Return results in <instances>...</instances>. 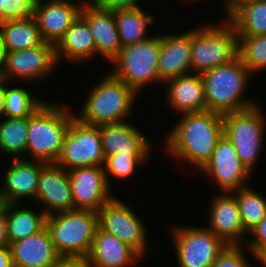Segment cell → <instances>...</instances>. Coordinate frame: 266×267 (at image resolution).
<instances>
[{
	"instance_id": "cell-47",
	"label": "cell",
	"mask_w": 266,
	"mask_h": 267,
	"mask_svg": "<svg viewBox=\"0 0 266 267\" xmlns=\"http://www.w3.org/2000/svg\"><path fill=\"white\" fill-rule=\"evenodd\" d=\"M3 81V76L2 74L0 73V83Z\"/></svg>"
},
{
	"instance_id": "cell-40",
	"label": "cell",
	"mask_w": 266,
	"mask_h": 267,
	"mask_svg": "<svg viewBox=\"0 0 266 267\" xmlns=\"http://www.w3.org/2000/svg\"><path fill=\"white\" fill-rule=\"evenodd\" d=\"M1 247H9L6 222V204H4L3 209L0 211V248Z\"/></svg>"
},
{
	"instance_id": "cell-9",
	"label": "cell",
	"mask_w": 266,
	"mask_h": 267,
	"mask_svg": "<svg viewBox=\"0 0 266 267\" xmlns=\"http://www.w3.org/2000/svg\"><path fill=\"white\" fill-rule=\"evenodd\" d=\"M171 232L180 267H211L228 246L205 227L175 226Z\"/></svg>"
},
{
	"instance_id": "cell-18",
	"label": "cell",
	"mask_w": 266,
	"mask_h": 267,
	"mask_svg": "<svg viewBox=\"0 0 266 267\" xmlns=\"http://www.w3.org/2000/svg\"><path fill=\"white\" fill-rule=\"evenodd\" d=\"M210 205L207 228L227 245H241V238L248 232L243 227L236 198L231 193L219 194Z\"/></svg>"
},
{
	"instance_id": "cell-43",
	"label": "cell",
	"mask_w": 266,
	"mask_h": 267,
	"mask_svg": "<svg viewBox=\"0 0 266 267\" xmlns=\"http://www.w3.org/2000/svg\"><path fill=\"white\" fill-rule=\"evenodd\" d=\"M5 83H7L6 80H3L0 83V116H3V105H4V98H5V91H6V86Z\"/></svg>"
},
{
	"instance_id": "cell-36",
	"label": "cell",
	"mask_w": 266,
	"mask_h": 267,
	"mask_svg": "<svg viewBox=\"0 0 266 267\" xmlns=\"http://www.w3.org/2000/svg\"><path fill=\"white\" fill-rule=\"evenodd\" d=\"M240 245H228L211 267H251Z\"/></svg>"
},
{
	"instance_id": "cell-38",
	"label": "cell",
	"mask_w": 266,
	"mask_h": 267,
	"mask_svg": "<svg viewBox=\"0 0 266 267\" xmlns=\"http://www.w3.org/2000/svg\"><path fill=\"white\" fill-rule=\"evenodd\" d=\"M140 0H89L95 8L103 11H119L139 6Z\"/></svg>"
},
{
	"instance_id": "cell-21",
	"label": "cell",
	"mask_w": 266,
	"mask_h": 267,
	"mask_svg": "<svg viewBox=\"0 0 266 267\" xmlns=\"http://www.w3.org/2000/svg\"><path fill=\"white\" fill-rule=\"evenodd\" d=\"M105 158L113 155H150V141L130 122L99 126Z\"/></svg>"
},
{
	"instance_id": "cell-19",
	"label": "cell",
	"mask_w": 266,
	"mask_h": 267,
	"mask_svg": "<svg viewBox=\"0 0 266 267\" xmlns=\"http://www.w3.org/2000/svg\"><path fill=\"white\" fill-rule=\"evenodd\" d=\"M14 267H53L62 257L57 253L46 226L9 244Z\"/></svg>"
},
{
	"instance_id": "cell-6",
	"label": "cell",
	"mask_w": 266,
	"mask_h": 267,
	"mask_svg": "<svg viewBox=\"0 0 266 267\" xmlns=\"http://www.w3.org/2000/svg\"><path fill=\"white\" fill-rule=\"evenodd\" d=\"M225 21L191 30V73L201 74L238 56V36L234 26Z\"/></svg>"
},
{
	"instance_id": "cell-30",
	"label": "cell",
	"mask_w": 266,
	"mask_h": 267,
	"mask_svg": "<svg viewBox=\"0 0 266 267\" xmlns=\"http://www.w3.org/2000/svg\"><path fill=\"white\" fill-rule=\"evenodd\" d=\"M27 138L28 117H7L0 123V153L5 152L13 158H22V154H26Z\"/></svg>"
},
{
	"instance_id": "cell-15",
	"label": "cell",
	"mask_w": 266,
	"mask_h": 267,
	"mask_svg": "<svg viewBox=\"0 0 266 267\" xmlns=\"http://www.w3.org/2000/svg\"><path fill=\"white\" fill-rule=\"evenodd\" d=\"M44 205L47 216L75 210L68 171L56 163H48L38 181L35 202Z\"/></svg>"
},
{
	"instance_id": "cell-33",
	"label": "cell",
	"mask_w": 266,
	"mask_h": 267,
	"mask_svg": "<svg viewBox=\"0 0 266 267\" xmlns=\"http://www.w3.org/2000/svg\"><path fill=\"white\" fill-rule=\"evenodd\" d=\"M238 56L251 73L266 69V35L238 36Z\"/></svg>"
},
{
	"instance_id": "cell-27",
	"label": "cell",
	"mask_w": 266,
	"mask_h": 267,
	"mask_svg": "<svg viewBox=\"0 0 266 267\" xmlns=\"http://www.w3.org/2000/svg\"><path fill=\"white\" fill-rule=\"evenodd\" d=\"M17 205L18 203L6 204L9 244L22 240L46 226L47 214L43 210L37 214V212L29 208H17Z\"/></svg>"
},
{
	"instance_id": "cell-31",
	"label": "cell",
	"mask_w": 266,
	"mask_h": 267,
	"mask_svg": "<svg viewBox=\"0 0 266 267\" xmlns=\"http://www.w3.org/2000/svg\"><path fill=\"white\" fill-rule=\"evenodd\" d=\"M231 193H235L243 227L249 232L266 216V198L249 186Z\"/></svg>"
},
{
	"instance_id": "cell-32",
	"label": "cell",
	"mask_w": 266,
	"mask_h": 267,
	"mask_svg": "<svg viewBox=\"0 0 266 267\" xmlns=\"http://www.w3.org/2000/svg\"><path fill=\"white\" fill-rule=\"evenodd\" d=\"M44 103L31 96L25 88L6 86L3 115L10 118L29 117Z\"/></svg>"
},
{
	"instance_id": "cell-44",
	"label": "cell",
	"mask_w": 266,
	"mask_h": 267,
	"mask_svg": "<svg viewBox=\"0 0 266 267\" xmlns=\"http://www.w3.org/2000/svg\"><path fill=\"white\" fill-rule=\"evenodd\" d=\"M4 60H5V51L0 45V73L2 74L4 71Z\"/></svg>"
},
{
	"instance_id": "cell-28",
	"label": "cell",
	"mask_w": 266,
	"mask_h": 267,
	"mask_svg": "<svg viewBox=\"0 0 266 267\" xmlns=\"http://www.w3.org/2000/svg\"><path fill=\"white\" fill-rule=\"evenodd\" d=\"M114 18L122 47L145 41L148 24L154 23L150 13L142 11L140 6L114 11Z\"/></svg>"
},
{
	"instance_id": "cell-25",
	"label": "cell",
	"mask_w": 266,
	"mask_h": 267,
	"mask_svg": "<svg viewBox=\"0 0 266 267\" xmlns=\"http://www.w3.org/2000/svg\"><path fill=\"white\" fill-rule=\"evenodd\" d=\"M57 64L62 58L81 63L96 55V47L87 21L79 14L54 46Z\"/></svg>"
},
{
	"instance_id": "cell-34",
	"label": "cell",
	"mask_w": 266,
	"mask_h": 267,
	"mask_svg": "<svg viewBox=\"0 0 266 267\" xmlns=\"http://www.w3.org/2000/svg\"><path fill=\"white\" fill-rule=\"evenodd\" d=\"M149 155H113L107 156L103 165L104 172L109 184V174L117 178L130 177L135 173L136 167L145 164Z\"/></svg>"
},
{
	"instance_id": "cell-11",
	"label": "cell",
	"mask_w": 266,
	"mask_h": 267,
	"mask_svg": "<svg viewBox=\"0 0 266 267\" xmlns=\"http://www.w3.org/2000/svg\"><path fill=\"white\" fill-rule=\"evenodd\" d=\"M98 227L128 244L141 257L147 248L146 226L122 200L114 197L98 212Z\"/></svg>"
},
{
	"instance_id": "cell-3",
	"label": "cell",
	"mask_w": 266,
	"mask_h": 267,
	"mask_svg": "<svg viewBox=\"0 0 266 267\" xmlns=\"http://www.w3.org/2000/svg\"><path fill=\"white\" fill-rule=\"evenodd\" d=\"M66 107L46 102L28 117L26 153L30 152L33 160L56 163L59 159L75 117Z\"/></svg>"
},
{
	"instance_id": "cell-7",
	"label": "cell",
	"mask_w": 266,
	"mask_h": 267,
	"mask_svg": "<svg viewBox=\"0 0 266 267\" xmlns=\"http://www.w3.org/2000/svg\"><path fill=\"white\" fill-rule=\"evenodd\" d=\"M160 50L161 36H151L145 41L122 47L112 61L115 69L111 73L139 95L146 84L159 83Z\"/></svg>"
},
{
	"instance_id": "cell-4",
	"label": "cell",
	"mask_w": 266,
	"mask_h": 267,
	"mask_svg": "<svg viewBox=\"0 0 266 267\" xmlns=\"http://www.w3.org/2000/svg\"><path fill=\"white\" fill-rule=\"evenodd\" d=\"M98 227L97 212L75 209L46 217V228L62 258H84L91 251Z\"/></svg>"
},
{
	"instance_id": "cell-12",
	"label": "cell",
	"mask_w": 266,
	"mask_h": 267,
	"mask_svg": "<svg viewBox=\"0 0 266 267\" xmlns=\"http://www.w3.org/2000/svg\"><path fill=\"white\" fill-rule=\"evenodd\" d=\"M54 45L42 44L19 51H5L3 80H38L48 77L57 67ZM13 77V78H11ZM16 77V78H15Z\"/></svg>"
},
{
	"instance_id": "cell-39",
	"label": "cell",
	"mask_w": 266,
	"mask_h": 267,
	"mask_svg": "<svg viewBox=\"0 0 266 267\" xmlns=\"http://www.w3.org/2000/svg\"><path fill=\"white\" fill-rule=\"evenodd\" d=\"M256 0H224V6L226 7L227 19L229 20L237 11L242 7Z\"/></svg>"
},
{
	"instance_id": "cell-10",
	"label": "cell",
	"mask_w": 266,
	"mask_h": 267,
	"mask_svg": "<svg viewBox=\"0 0 266 267\" xmlns=\"http://www.w3.org/2000/svg\"><path fill=\"white\" fill-rule=\"evenodd\" d=\"M104 162L99 126L84 124L74 117L56 164L69 171L77 167L103 166Z\"/></svg>"
},
{
	"instance_id": "cell-22",
	"label": "cell",
	"mask_w": 266,
	"mask_h": 267,
	"mask_svg": "<svg viewBox=\"0 0 266 267\" xmlns=\"http://www.w3.org/2000/svg\"><path fill=\"white\" fill-rule=\"evenodd\" d=\"M80 15L90 27L96 54H100L112 62L122 49L114 11H103L95 8L89 2H85L81 7Z\"/></svg>"
},
{
	"instance_id": "cell-46",
	"label": "cell",
	"mask_w": 266,
	"mask_h": 267,
	"mask_svg": "<svg viewBox=\"0 0 266 267\" xmlns=\"http://www.w3.org/2000/svg\"><path fill=\"white\" fill-rule=\"evenodd\" d=\"M3 206H4V202H3V199L0 193V211L3 209Z\"/></svg>"
},
{
	"instance_id": "cell-29",
	"label": "cell",
	"mask_w": 266,
	"mask_h": 267,
	"mask_svg": "<svg viewBox=\"0 0 266 267\" xmlns=\"http://www.w3.org/2000/svg\"><path fill=\"white\" fill-rule=\"evenodd\" d=\"M237 36L266 35V0L245 5L229 20Z\"/></svg>"
},
{
	"instance_id": "cell-26",
	"label": "cell",
	"mask_w": 266,
	"mask_h": 267,
	"mask_svg": "<svg viewBox=\"0 0 266 267\" xmlns=\"http://www.w3.org/2000/svg\"><path fill=\"white\" fill-rule=\"evenodd\" d=\"M43 42L34 16L0 22V45L4 51L30 49Z\"/></svg>"
},
{
	"instance_id": "cell-35",
	"label": "cell",
	"mask_w": 266,
	"mask_h": 267,
	"mask_svg": "<svg viewBox=\"0 0 266 267\" xmlns=\"http://www.w3.org/2000/svg\"><path fill=\"white\" fill-rule=\"evenodd\" d=\"M36 0H0V22L34 16Z\"/></svg>"
},
{
	"instance_id": "cell-8",
	"label": "cell",
	"mask_w": 266,
	"mask_h": 267,
	"mask_svg": "<svg viewBox=\"0 0 266 267\" xmlns=\"http://www.w3.org/2000/svg\"><path fill=\"white\" fill-rule=\"evenodd\" d=\"M259 105L222 115L224 134L232 142L242 163L252 173L261 151L266 119Z\"/></svg>"
},
{
	"instance_id": "cell-23",
	"label": "cell",
	"mask_w": 266,
	"mask_h": 267,
	"mask_svg": "<svg viewBox=\"0 0 266 267\" xmlns=\"http://www.w3.org/2000/svg\"><path fill=\"white\" fill-rule=\"evenodd\" d=\"M141 258L128 244L97 227L86 259L90 267H129Z\"/></svg>"
},
{
	"instance_id": "cell-14",
	"label": "cell",
	"mask_w": 266,
	"mask_h": 267,
	"mask_svg": "<svg viewBox=\"0 0 266 267\" xmlns=\"http://www.w3.org/2000/svg\"><path fill=\"white\" fill-rule=\"evenodd\" d=\"M201 170L214 178L225 193L247 187L245 181L252 175L225 134L218 140L210 160Z\"/></svg>"
},
{
	"instance_id": "cell-45",
	"label": "cell",
	"mask_w": 266,
	"mask_h": 267,
	"mask_svg": "<svg viewBox=\"0 0 266 267\" xmlns=\"http://www.w3.org/2000/svg\"><path fill=\"white\" fill-rule=\"evenodd\" d=\"M266 267V250L257 258Z\"/></svg>"
},
{
	"instance_id": "cell-13",
	"label": "cell",
	"mask_w": 266,
	"mask_h": 267,
	"mask_svg": "<svg viewBox=\"0 0 266 267\" xmlns=\"http://www.w3.org/2000/svg\"><path fill=\"white\" fill-rule=\"evenodd\" d=\"M75 209L98 212L113 199L103 166L77 167L68 171Z\"/></svg>"
},
{
	"instance_id": "cell-16",
	"label": "cell",
	"mask_w": 266,
	"mask_h": 267,
	"mask_svg": "<svg viewBox=\"0 0 266 267\" xmlns=\"http://www.w3.org/2000/svg\"><path fill=\"white\" fill-rule=\"evenodd\" d=\"M36 0L34 17L44 42L56 45L79 16L82 5L70 0Z\"/></svg>"
},
{
	"instance_id": "cell-1",
	"label": "cell",
	"mask_w": 266,
	"mask_h": 267,
	"mask_svg": "<svg viewBox=\"0 0 266 267\" xmlns=\"http://www.w3.org/2000/svg\"><path fill=\"white\" fill-rule=\"evenodd\" d=\"M223 134L222 115L209 110L185 113L166 136V149L174 157L190 162L201 170L210 160Z\"/></svg>"
},
{
	"instance_id": "cell-42",
	"label": "cell",
	"mask_w": 266,
	"mask_h": 267,
	"mask_svg": "<svg viewBox=\"0 0 266 267\" xmlns=\"http://www.w3.org/2000/svg\"><path fill=\"white\" fill-rule=\"evenodd\" d=\"M0 267H14L9 247L0 248Z\"/></svg>"
},
{
	"instance_id": "cell-17",
	"label": "cell",
	"mask_w": 266,
	"mask_h": 267,
	"mask_svg": "<svg viewBox=\"0 0 266 267\" xmlns=\"http://www.w3.org/2000/svg\"><path fill=\"white\" fill-rule=\"evenodd\" d=\"M47 164L33 159L28 161L25 157L13 158L0 190L4 204L19 203L22 198L36 200L39 176Z\"/></svg>"
},
{
	"instance_id": "cell-24",
	"label": "cell",
	"mask_w": 266,
	"mask_h": 267,
	"mask_svg": "<svg viewBox=\"0 0 266 267\" xmlns=\"http://www.w3.org/2000/svg\"><path fill=\"white\" fill-rule=\"evenodd\" d=\"M167 100L172 110L180 114L206 110L204 82L200 74L192 73L166 82Z\"/></svg>"
},
{
	"instance_id": "cell-37",
	"label": "cell",
	"mask_w": 266,
	"mask_h": 267,
	"mask_svg": "<svg viewBox=\"0 0 266 267\" xmlns=\"http://www.w3.org/2000/svg\"><path fill=\"white\" fill-rule=\"evenodd\" d=\"M250 233L255 238L248 242L247 249L257 259L266 250V216L248 234Z\"/></svg>"
},
{
	"instance_id": "cell-20",
	"label": "cell",
	"mask_w": 266,
	"mask_h": 267,
	"mask_svg": "<svg viewBox=\"0 0 266 267\" xmlns=\"http://www.w3.org/2000/svg\"><path fill=\"white\" fill-rule=\"evenodd\" d=\"M159 83L191 73V30L184 34L161 35L158 59Z\"/></svg>"
},
{
	"instance_id": "cell-5",
	"label": "cell",
	"mask_w": 266,
	"mask_h": 267,
	"mask_svg": "<svg viewBox=\"0 0 266 267\" xmlns=\"http://www.w3.org/2000/svg\"><path fill=\"white\" fill-rule=\"evenodd\" d=\"M138 94L116 78L111 72L90 90L82 107V113L75 117L82 123L93 126L126 121Z\"/></svg>"
},
{
	"instance_id": "cell-41",
	"label": "cell",
	"mask_w": 266,
	"mask_h": 267,
	"mask_svg": "<svg viewBox=\"0 0 266 267\" xmlns=\"http://www.w3.org/2000/svg\"><path fill=\"white\" fill-rule=\"evenodd\" d=\"M53 267H90L84 258H62Z\"/></svg>"
},
{
	"instance_id": "cell-2",
	"label": "cell",
	"mask_w": 266,
	"mask_h": 267,
	"mask_svg": "<svg viewBox=\"0 0 266 267\" xmlns=\"http://www.w3.org/2000/svg\"><path fill=\"white\" fill-rule=\"evenodd\" d=\"M251 74L239 56L227 64L201 73L206 110L225 115L257 105L251 100L242 99Z\"/></svg>"
}]
</instances>
